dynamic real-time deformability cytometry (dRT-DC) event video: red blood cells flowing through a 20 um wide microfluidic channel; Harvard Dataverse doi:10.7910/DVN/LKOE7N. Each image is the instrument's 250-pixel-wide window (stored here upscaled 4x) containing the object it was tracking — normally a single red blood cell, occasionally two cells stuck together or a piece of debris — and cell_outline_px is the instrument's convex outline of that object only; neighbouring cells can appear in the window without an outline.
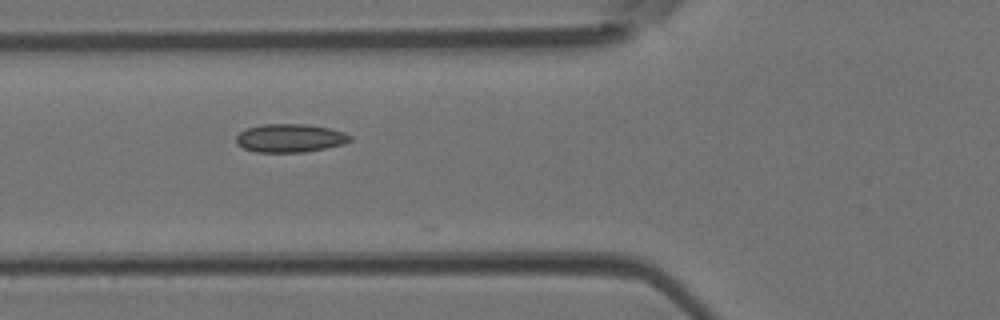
{"species": "Egyptian fruit bat (a non-hibernating species)", "species_latin": "Rousettus aegyptiacus", "temperature_condition": "room temperature", "stored_images_in_passage": 21, "camera_frame_rate_fps": 3000, "um_per_image_px": 0.085, "animal": {"sex": "female"}, "frame": {"image": 1, "passage_image": 20, "time_ms": 6.333, "image_size_px": [1000, 320], "cell_outline_px": [[352, 140], [344, 144], [304, 152], [256, 152], [244, 148], [236, 144], [236, 136], [244, 128], [260, 124], [304, 124], [332, 128], [344, 132], [352, 136]], "centroid_in_image_um": [24.64, 11.73], "position_along_channel_um": 101.2, "area_um2": 19.02}}